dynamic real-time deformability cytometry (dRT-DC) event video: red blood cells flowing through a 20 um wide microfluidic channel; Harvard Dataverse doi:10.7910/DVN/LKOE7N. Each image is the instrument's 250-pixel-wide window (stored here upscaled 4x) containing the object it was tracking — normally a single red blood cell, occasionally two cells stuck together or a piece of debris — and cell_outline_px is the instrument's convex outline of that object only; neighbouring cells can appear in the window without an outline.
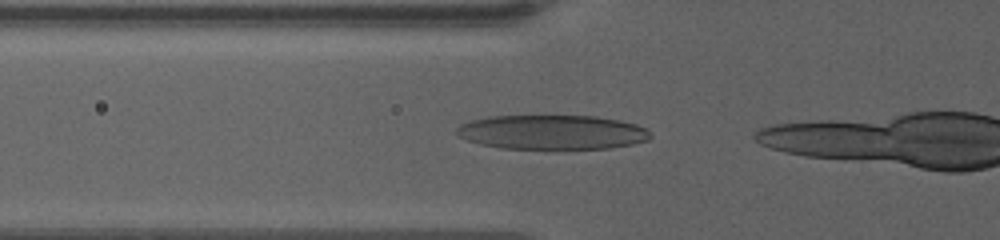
{"species": "human", "species_latin": "Homo sapiens", "temperature_condition": "warm", "stored_images_in_passage": 9, "camera_frame_rate_fps": 3000, "um_per_image_px": 0.085, "donor": {"sex": "female"}, "frame": {"image": 1, "passage_image": 6, "time_ms": 3.667, "image_size_px": [1000, 240], "cell_outline_px": [[652, 136], [648, 140], [632, 144], [612, 148], [500, 148], [480, 144], [456, 136], [456, 128], [460, 124], [468, 120], [488, 116], [596, 116], [620, 120], [636, 124], [644, 128]], "centroid_in_image_um": [46.88, 11.23], "position_along_channel_um": 78.9, "area_um2": 38.9}}
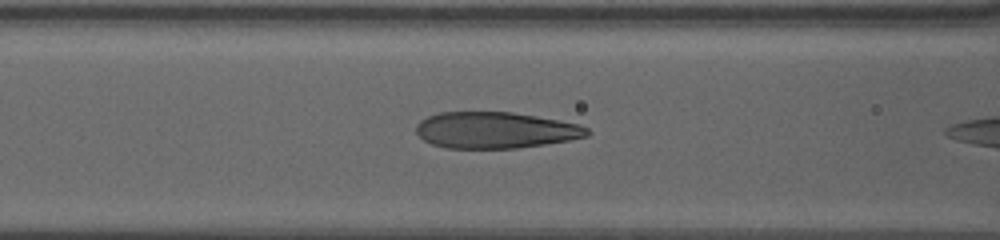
{"frame": {"image": 2, "passage_image": 8, "time_ms": 5.0, "image_size_px": [1000, 240], "cell_outline_px": [[592, 132], [588, 136], [568, 140], [544, 144], [516, 148], [444, 148], [432, 144], [424, 140], [416, 132], [416, 124], [420, 120], [428, 116], [440, 112], [512, 112], [580, 124], [588, 128]], "centroid_in_image_um": [42.1, 11.06], "position_along_channel_um": 124.5, "area_um2": 36.18}}